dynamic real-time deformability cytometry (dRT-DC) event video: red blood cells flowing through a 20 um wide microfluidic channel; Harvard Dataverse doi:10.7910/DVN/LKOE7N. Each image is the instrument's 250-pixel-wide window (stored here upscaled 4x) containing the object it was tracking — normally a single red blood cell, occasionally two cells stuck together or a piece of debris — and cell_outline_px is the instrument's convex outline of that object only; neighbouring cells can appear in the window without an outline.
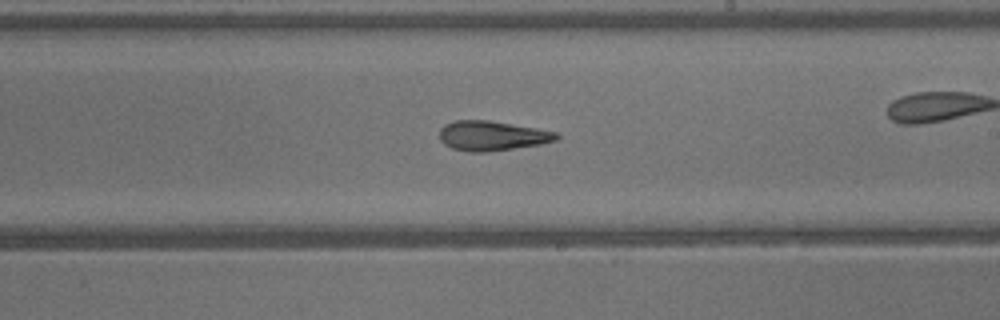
{"species": "common noctule bat (a hibernating species)", "species_latin": "Nyctalus noctula", "temperature_condition": "warm", "stored_images_in_passage": 41, "camera_frame_rate_fps": 3000, "um_per_image_px": 0.085, "animal": {"sex": "male", "body_mass_g": 13.3}, "frame": {"image": 1, "passage_image": 24, "time_ms": 7.667, "image_size_px": [1000, 320], "cell_outline_px": [[560, 136], [556, 140], [540, 144], [488, 152], [468, 152], [452, 148], [444, 144], [440, 140], [440, 128], [444, 124], [456, 120], [488, 120], [536, 128], [556, 132]], "centroid_in_image_um": [41.79, 11.54], "position_along_channel_um": 247.2, "area_um2": 20.23}}
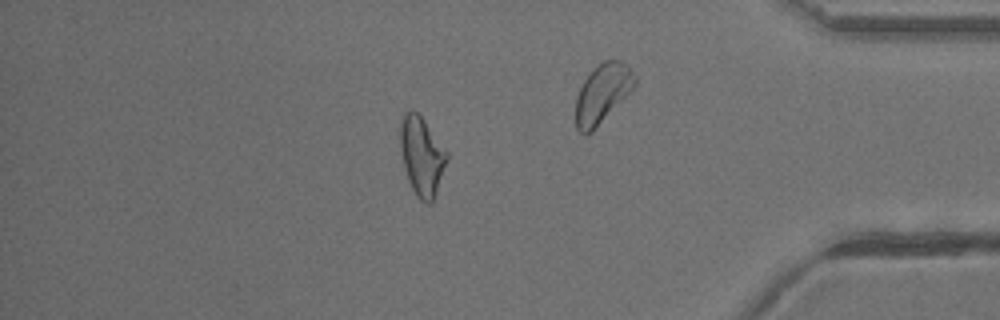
{"frame": {"image": 2, "passage_image": 35, "time_ms": 11.333, "image_size_px": [1000, 320], "cell_outline_px": [[448, 160], [432, 204], [428, 204], [420, 200], [416, 196], [408, 180], [404, 168], [400, 152], [400, 120], [404, 112], [412, 108], [424, 120], [448, 152]], "centroid_in_image_um": [35.84, 13.26], "position_along_channel_um": 399.4, "area_um2": 21.68}}